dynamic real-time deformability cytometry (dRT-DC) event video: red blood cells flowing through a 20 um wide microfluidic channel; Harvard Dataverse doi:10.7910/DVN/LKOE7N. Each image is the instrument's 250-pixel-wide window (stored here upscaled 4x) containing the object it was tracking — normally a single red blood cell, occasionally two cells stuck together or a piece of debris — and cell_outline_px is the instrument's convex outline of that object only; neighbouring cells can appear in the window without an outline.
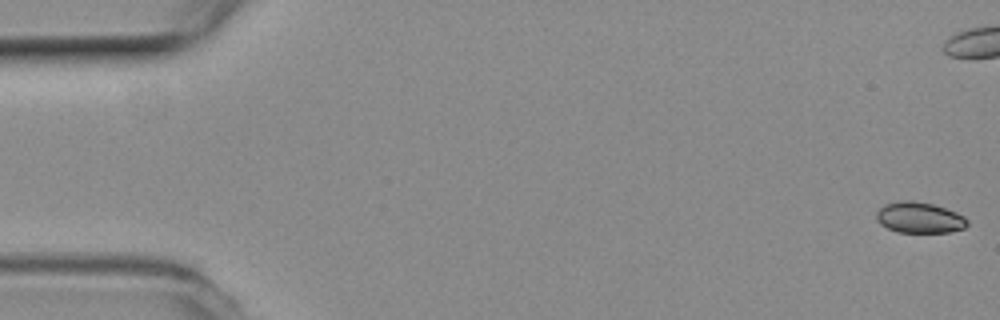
{"species": "common noctule bat (a hibernating species)", "species_latin": "Nyctalus noctula", "temperature_condition": "room temperature", "stored_images_in_passage": 5, "camera_frame_rate_fps": 3000, "um_per_image_px": 0.085, "animal": {"sex": "female", "body_mass_g": 19.3, "forearm_length_mm": 54.1}, "frame": {"image": 1, "passage_image": 1, "time_ms": 0.0, "image_size_px": [1000, 320], "cell_outline_px": [[968, 224], [964, 228], [948, 232], [896, 232], [880, 224], [876, 220], [876, 212], [884, 204], [904, 200], [912, 200], [932, 204], [956, 212], [964, 216], [968, 220]], "centroid_in_image_um": [78.13, 18.49], "position_along_channel_um": 6.9, "area_um2": 16.36}}